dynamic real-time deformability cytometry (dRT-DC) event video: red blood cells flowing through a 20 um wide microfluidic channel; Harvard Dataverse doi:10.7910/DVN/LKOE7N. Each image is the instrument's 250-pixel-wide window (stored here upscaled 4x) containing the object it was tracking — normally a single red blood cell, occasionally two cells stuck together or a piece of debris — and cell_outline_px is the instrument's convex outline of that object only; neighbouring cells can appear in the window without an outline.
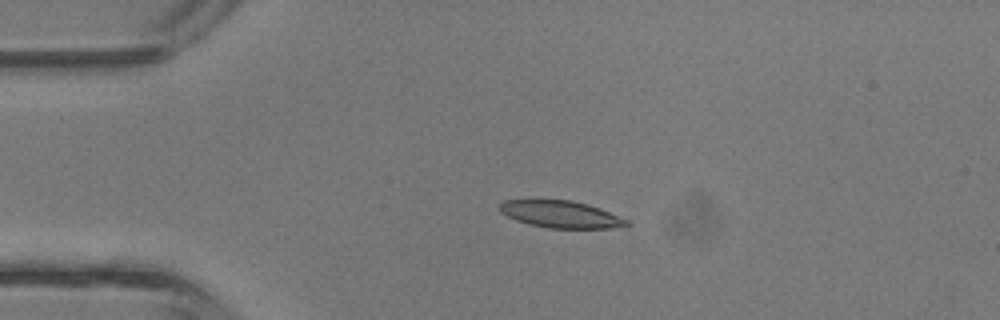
{"species": "common noctule bat (a hibernating species)", "species_latin": "Nyctalus noctula", "temperature_condition": "room temperature", "stored_images_in_passage": 4, "camera_frame_rate_fps": 3000, "um_per_image_px": 0.085, "animal": {"sex": "male", "body_mass_g": 13.3}, "frame": {"image": 1, "passage_image": 2, "time_ms": 0.333, "image_size_px": [1000, 320], "cell_outline_px": [[632, 224], [608, 228], [548, 228], [528, 224], [516, 220], [500, 212], [500, 204], [504, 200], [572, 200], [588, 204], [600, 208], [628, 220]], "centroid_in_image_um": [47.67, 18.21], "position_along_channel_um": 37.3, "area_um2": 19.88}}
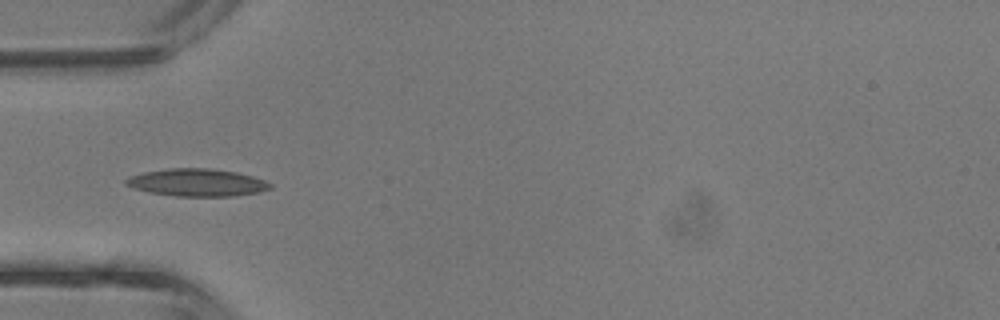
{"frame": {"image": 2, "passage_image": 3, "time_ms": 0.667, "image_size_px": [1000, 320], "cell_outline_px": [[272, 188], [260, 192], [232, 196], [176, 196], [148, 192], [132, 188], [124, 184], [124, 180], [128, 176], [144, 172], [168, 168], [212, 168], [236, 172], [252, 176], [264, 180], [272, 184]], "centroid_in_image_um": [16.72, 15.51], "position_along_channel_um": 68.3, "area_um2": 23.29}}
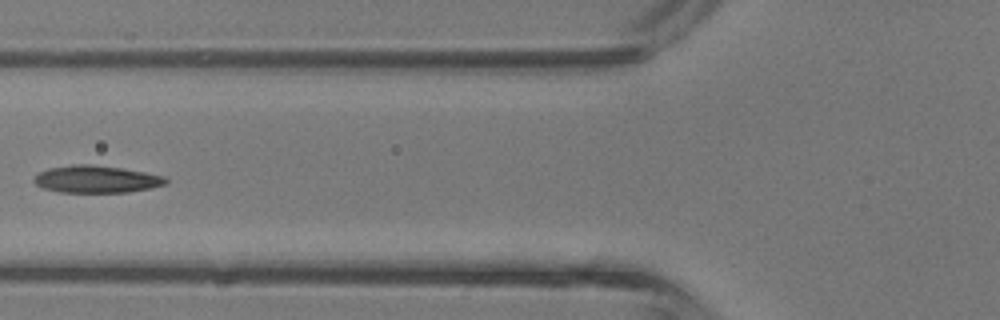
{"frame": {"image": 3, "passage_image": 4, "time_ms": 1.0, "image_size_px": [1000, 320], "cell_outline_px": [[168, 184], [152, 188], [128, 192], [60, 192], [44, 188], [36, 184], [32, 180], [40, 172], [48, 168], [72, 164], [88, 164], [120, 168], [144, 172], [164, 176], [168, 180]], "centroid_in_image_um": [8.21, 15.23], "position_along_channel_um": 117.6, "area_um2": 20.87}}